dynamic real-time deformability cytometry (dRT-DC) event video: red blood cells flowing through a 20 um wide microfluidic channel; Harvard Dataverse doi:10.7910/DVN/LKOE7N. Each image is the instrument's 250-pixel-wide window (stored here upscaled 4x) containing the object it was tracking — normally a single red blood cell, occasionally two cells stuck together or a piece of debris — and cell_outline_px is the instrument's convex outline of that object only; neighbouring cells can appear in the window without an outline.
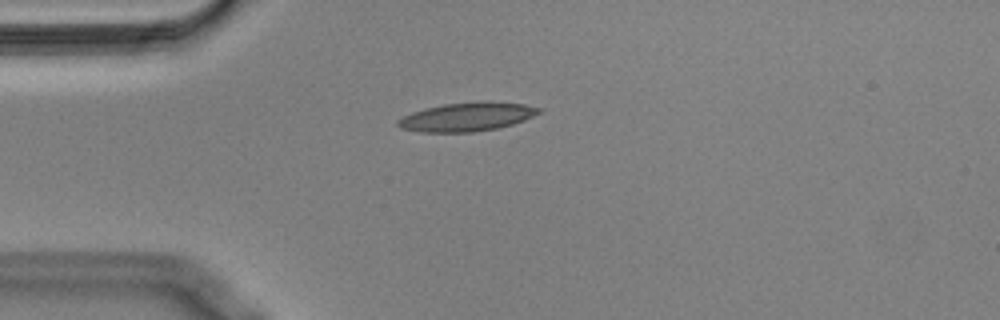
{"species": "Egyptian fruit bat (a non-hibernating species)", "species_latin": "Rousettus aegyptiacus", "temperature_condition": "cold", "stored_images_in_passage": 43, "camera_frame_rate_fps": 3000, "um_per_image_px": 0.085, "animal": {"sex": "male"}, "frame": {"image": 1, "passage_image": 1, "time_ms": 0.0, "image_size_px": [1000, 320], "cell_outline_px": [[544, 108], [540, 112], [524, 120], [512, 124], [496, 128], [472, 132], [420, 132], [400, 128], [396, 124], [396, 120], [412, 112], [424, 108], [444, 104], [480, 100], [492, 100], [524, 104]], "centroid_in_image_um": [39.7, 9.91], "position_along_channel_um": 45.3, "area_um2": 23.93}}
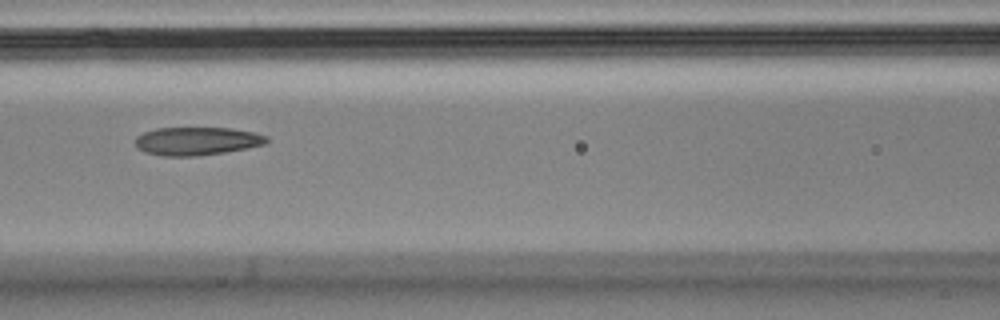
{"frame": {"image": 2, "passage_image": 11, "time_ms": 3.333, "image_size_px": [1000, 320], "cell_outline_px": [[268, 144], [248, 148], [224, 152], [196, 156], [160, 156], [144, 152], [136, 148], [136, 136], [144, 132], [156, 128], [232, 128], [252, 132], [268, 136]], "centroid_in_image_um": [16.73, 12.0], "position_along_channel_um": 149.9, "area_um2": 21.73}}
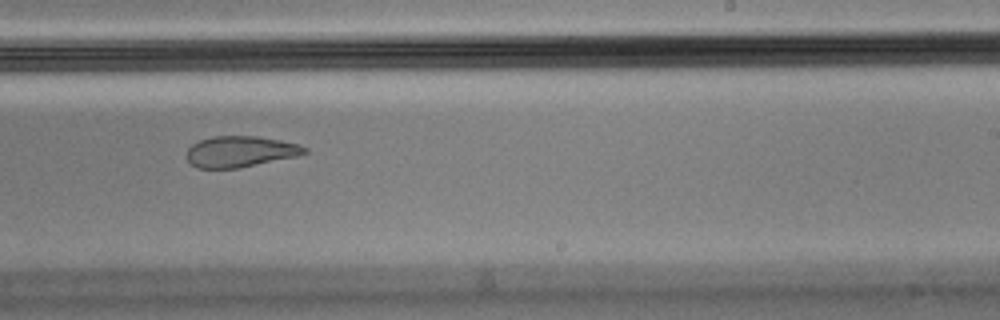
{"frame": {"image": 3, "passage_image": 21, "time_ms": 6.667, "image_size_px": [1000, 320], "cell_outline_px": [[308, 152], [296, 156], [236, 168], [196, 168], [184, 156], [188, 148], [192, 144], [200, 140], [212, 136], [256, 136], [280, 140], [300, 144], [308, 148]], "centroid_in_image_um": [20.39, 12.87], "position_along_channel_um": 268.6, "area_um2": 21.27}, "authors_computed_cell_mechanics": {"area_um2": 23.8136, "velocity_mm_per_s": 3.5795, "shape_relaxation_time_tau1_ms": null, "shape_relaxation_time_tau2_ms": 3.2497, "deformation_change_tau1": null, "deformation_change_tau2": 0.1028}}